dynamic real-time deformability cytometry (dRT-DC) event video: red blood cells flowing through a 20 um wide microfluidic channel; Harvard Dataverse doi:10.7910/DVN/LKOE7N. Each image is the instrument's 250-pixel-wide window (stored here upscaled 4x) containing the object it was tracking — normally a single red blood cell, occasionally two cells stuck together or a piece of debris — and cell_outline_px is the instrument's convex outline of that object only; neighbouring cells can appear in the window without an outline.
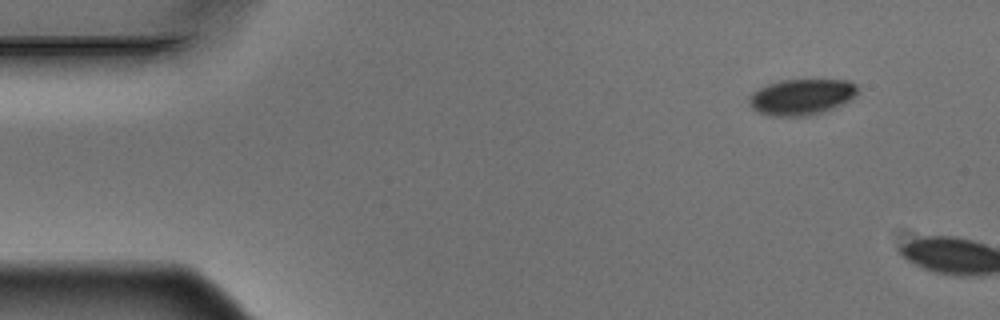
{"species": "Egyptian fruit bat (a non-hibernating species)", "species_latin": "Rousettus aegyptiacus", "temperature_condition": "warm", "stored_images_in_passage": 2, "camera_frame_rate_fps": 3000, "um_per_image_px": 0.085, "animal": {"sex": "male"}, "frame": {"image": 1, "passage_image": 1, "time_ms": 0.0, "image_size_px": [1000, 320], "cell_outline_px": [[860, 88], [856, 96], [832, 108], [808, 116], [768, 116], [752, 108], [748, 104], [748, 96], [752, 92], [768, 84], [784, 80], [848, 80], [856, 84]], "centroid_in_image_um": [68.12, 8.23], "position_along_channel_um": 16.9, "area_um2": 22.72}}